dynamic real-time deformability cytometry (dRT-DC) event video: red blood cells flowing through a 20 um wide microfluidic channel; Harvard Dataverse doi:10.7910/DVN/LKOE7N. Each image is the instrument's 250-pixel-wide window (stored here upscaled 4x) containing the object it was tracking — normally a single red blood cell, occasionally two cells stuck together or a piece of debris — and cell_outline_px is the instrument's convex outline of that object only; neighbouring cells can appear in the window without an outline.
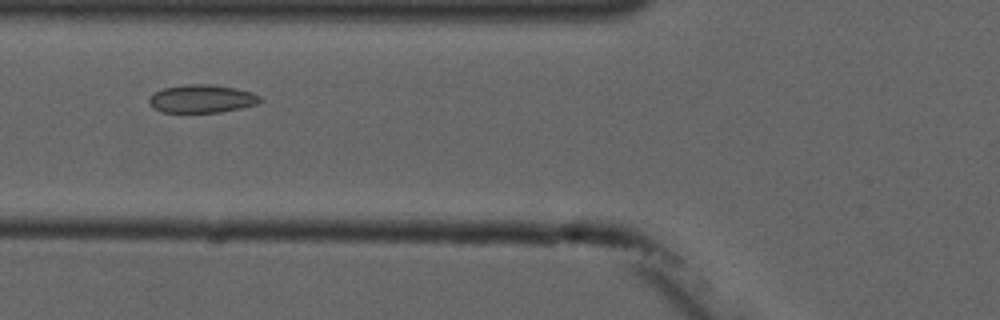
{"species": "common noctule bat (a hibernating species)", "species_latin": "Nyctalus noctula", "temperature_condition": "cold", "stored_images_in_passage": 6, "camera_frame_rate_fps": 3000, "um_per_image_px": 0.085, "animal": {"sex": "male", "forearm_length_mm": 52.5}, "frame": {"image": 1, "passage_image": 4, "time_ms": 3.333, "image_size_px": [1000, 320], "cell_outline_px": [[264, 100], [260, 104], [220, 112], [160, 112], [152, 108], [148, 100], [156, 92], [164, 88], [184, 84], [208, 84], [236, 88], [252, 92], [260, 96]], "centroid_in_image_um": [17.2, 8.4], "position_along_channel_um": 108.6, "area_um2": 18.26}}
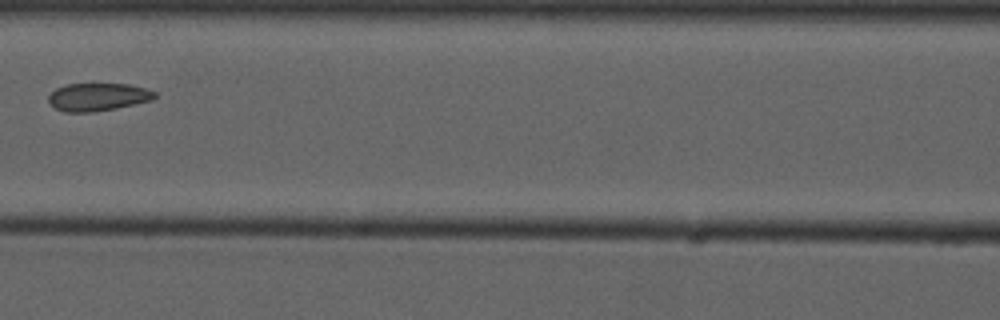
{"frame": {"image": 2, "passage_image": 5, "time_ms": 4.667, "image_size_px": [1000, 320], "cell_outline_px": [[156, 96], [152, 100], [116, 108], [92, 112], [64, 112], [56, 108], [48, 100], [48, 96], [56, 88], [68, 84], [128, 84], [144, 88], [156, 92]], "centroid_in_image_um": [8.32, 8.24], "position_along_channel_um": 158.3, "area_um2": 17.05}}
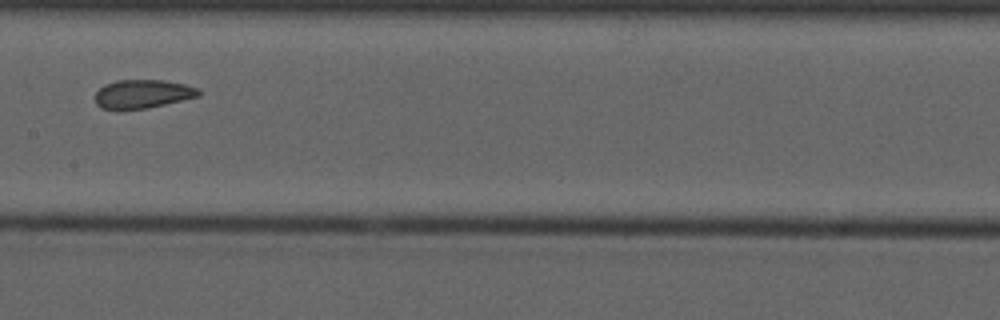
{"frame": {"image": 3, "passage_image": 6, "time_ms": 5.667, "image_size_px": [1000, 320], "cell_outline_px": [[200, 96], [148, 108], [100, 108], [96, 104], [92, 96], [104, 84], [116, 80], [164, 80], [184, 84], [196, 88], [200, 92]], "centroid_in_image_um": [12.08, 7.97], "position_along_channel_um": 195.3, "area_um2": 17.17}}